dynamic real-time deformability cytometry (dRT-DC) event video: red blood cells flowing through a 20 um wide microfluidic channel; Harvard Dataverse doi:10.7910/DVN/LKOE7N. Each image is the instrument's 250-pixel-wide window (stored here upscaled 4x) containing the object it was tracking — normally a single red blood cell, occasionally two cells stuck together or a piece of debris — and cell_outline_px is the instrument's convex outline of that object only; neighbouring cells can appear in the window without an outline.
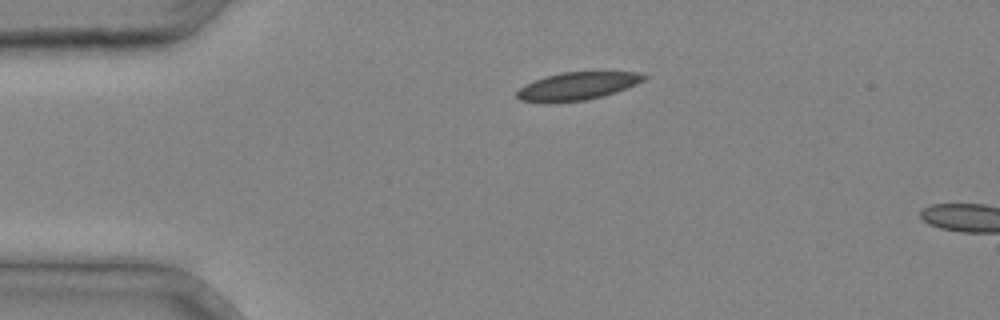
{"species": "common noctule bat (a hibernating species)", "species_latin": "Nyctalus noctula", "temperature_condition": "cold", "stored_images_in_passage": 3, "camera_frame_rate_fps": 3000, "um_per_image_px": 0.085, "animal": {"sex": "male", "body_mass_g": 20.4}, "frame": {"image": 1, "passage_image": 1, "time_ms": 0.0, "image_size_px": [1000, 320], "cell_outline_px": [[648, 76], [644, 80], [636, 84], [616, 92], [604, 96], [584, 100], [548, 104], [520, 100], [516, 96], [516, 92], [524, 84], [560, 72], [640, 72]], "centroid_in_image_um": [49.05, 7.33], "position_along_channel_um": 35.9, "area_um2": 20.75}}